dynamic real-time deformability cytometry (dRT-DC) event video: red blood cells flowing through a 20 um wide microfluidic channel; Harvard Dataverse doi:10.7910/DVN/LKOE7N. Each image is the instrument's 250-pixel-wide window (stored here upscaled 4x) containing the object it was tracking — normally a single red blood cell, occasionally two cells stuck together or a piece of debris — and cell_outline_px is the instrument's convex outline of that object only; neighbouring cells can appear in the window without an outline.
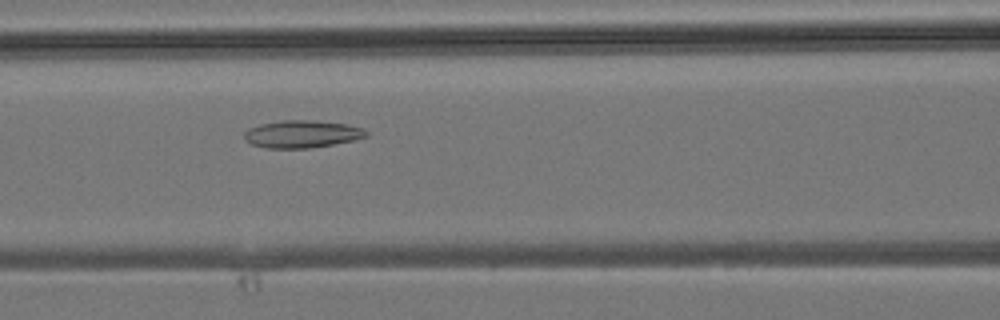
{"species": "common noctule bat (a hibernating species)", "species_latin": "Nyctalus noctula", "temperature_condition": "room temperature", "stored_images_in_passage": 45, "camera_frame_rate_fps": 3000, "um_per_image_px": 0.085, "animal": {"sex": "male", "body_mass_g": 19.2, "forearm_length_mm": 51.8}, "frame": {"image": 1, "passage_image": 19, "time_ms": 6.0, "image_size_px": [1000, 320], "cell_outline_px": [[368, 136], [352, 140], [312, 148], [264, 148], [252, 144], [244, 140], [244, 132], [248, 128], [260, 124], [280, 120], [316, 120], [348, 124], [364, 128], [368, 132]], "centroid_in_image_um": [25.65, 11.38], "position_along_channel_um": 140.9, "area_um2": 19.71}}
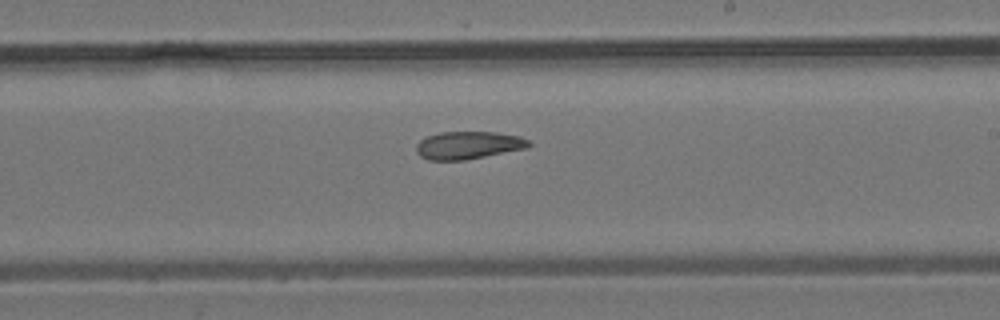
{"frame": {"image": 2, "passage_image": 26, "time_ms": 8.333, "image_size_px": [1000, 320], "cell_outline_px": [[532, 144], [528, 148], [464, 160], [428, 160], [420, 156], [416, 152], [416, 144], [420, 140], [428, 136], [440, 132], [496, 132], [520, 136], [528, 140]], "centroid_in_image_um": [39.81, 12.34], "position_along_channel_um": 249.2, "area_um2": 18.21}}
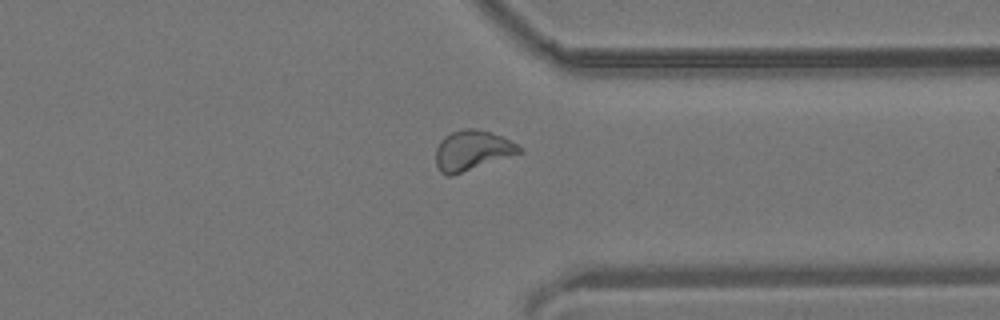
{"frame": {"image": 3, "passage_image": 34, "time_ms": 11.0, "image_size_px": [1000, 320], "cell_outline_px": [[524, 152], [452, 176], [448, 176], [440, 172], [436, 164], [436, 148], [440, 140], [444, 136], [452, 132], [464, 128], [476, 128], [500, 136], [524, 148]], "centroid_in_image_um": [40.13, 12.8], "position_along_channel_um": 371.3, "area_um2": 19.54}}